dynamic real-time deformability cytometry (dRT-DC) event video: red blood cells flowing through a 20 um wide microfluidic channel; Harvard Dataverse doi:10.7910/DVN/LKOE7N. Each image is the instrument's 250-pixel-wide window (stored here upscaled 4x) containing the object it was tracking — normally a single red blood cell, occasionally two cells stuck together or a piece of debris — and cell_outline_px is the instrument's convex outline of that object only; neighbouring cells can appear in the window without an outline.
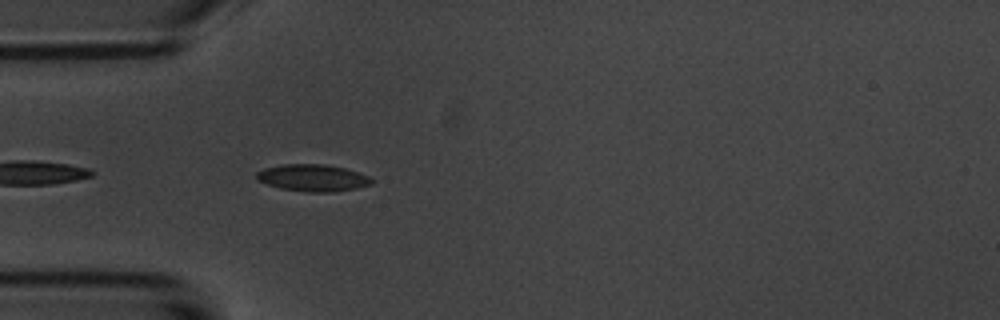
{"species": "common noctule bat (a hibernating species)", "species_latin": "Nyctalus noctula", "temperature_condition": "room temperature", "stored_images_in_passage": 4, "camera_frame_rate_fps": 3000, "um_per_image_px": 0.085, "animal": {"sex": "male", "body_mass_g": 20.1, "forearm_length_mm": 53.5}, "frame": {"image": 1, "passage_image": 4, "time_ms": 3.667, "image_size_px": [1000, 320], "cell_outline_px": [[372, 184], [356, 188], [332, 192], [304, 192], [280, 188], [256, 180], [256, 172], [264, 168], [284, 164], [324, 164], [344, 168], [368, 176], [372, 180]], "centroid_in_image_um": [26.55, 15.12], "position_along_channel_um": 58.5, "area_um2": 17.98}}